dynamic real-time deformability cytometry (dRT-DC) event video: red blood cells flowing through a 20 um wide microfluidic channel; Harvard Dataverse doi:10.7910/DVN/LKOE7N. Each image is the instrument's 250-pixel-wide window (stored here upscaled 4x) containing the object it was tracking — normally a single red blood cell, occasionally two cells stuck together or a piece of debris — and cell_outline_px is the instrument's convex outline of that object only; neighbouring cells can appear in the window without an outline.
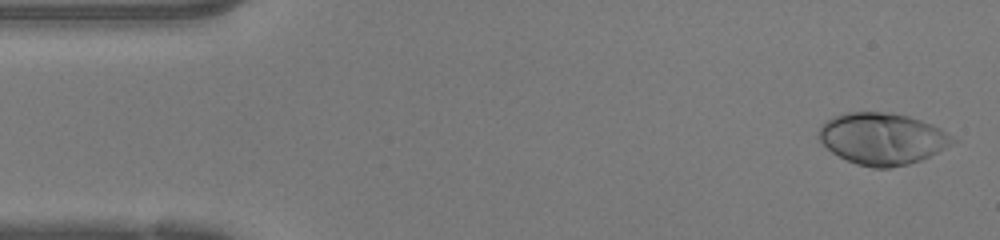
{"species": "human", "species_latin": "Homo sapiens", "temperature_condition": "warm", "stored_images_in_passage": 46, "camera_frame_rate_fps": 3000, "um_per_image_px": 0.085, "donor": {"sex": "female"}, "frame": {"image": 1, "passage_image": 1, "time_ms": 0.0, "image_size_px": [1000, 240], "cell_outline_px": [[960, 140], [920, 160], [908, 164], [888, 168], [872, 168], [856, 164], [832, 152], [820, 140], [820, 124], [824, 120], [832, 116], [844, 112], [888, 112], [908, 116], [932, 124], [940, 128]], "centroid_in_image_um": [75.0, 11.77], "position_along_channel_um": 10.0, "area_um2": 40.29}}
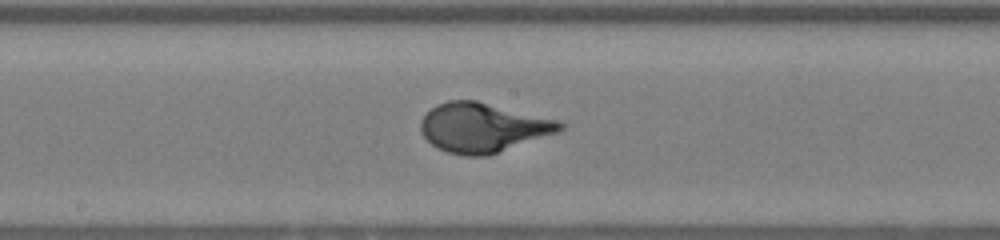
{"frame": {"image": 2, "passage_image": 23, "time_ms": 7.333, "image_size_px": [1000, 240], "cell_outline_px": [[568, 124], [560, 132], [488, 156], [464, 156], [448, 152], [436, 148], [420, 132], [420, 120], [436, 104], [448, 100], [476, 100], [556, 120]], "centroid_in_image_um": [41.05, 10.85], "position_along_channel_um": 207.2, "area_um2": 40.17}}
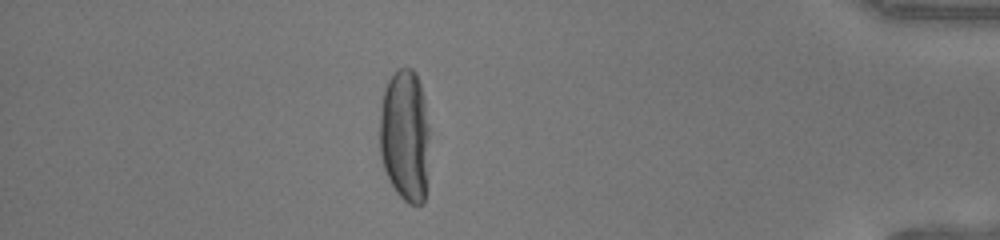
{"frame": {"image": 3, "passage_image": 40, "time_ms": 13.0, "image_size_px": [1000, 240], "cell_outline_px": [[428, 140], [424, 204], [408, 204], [396, 192], [384, 168], [380, 156], [380, 104], [384, 88], [388, 80], [400, 68], [412, 68], [416, 72], [420, 84], [424, 100], [428, 124]], "centroid_in_image_um": [34.4, 11.5], "position_along_channel_um": 400.8, "area_um2": 38.32}}